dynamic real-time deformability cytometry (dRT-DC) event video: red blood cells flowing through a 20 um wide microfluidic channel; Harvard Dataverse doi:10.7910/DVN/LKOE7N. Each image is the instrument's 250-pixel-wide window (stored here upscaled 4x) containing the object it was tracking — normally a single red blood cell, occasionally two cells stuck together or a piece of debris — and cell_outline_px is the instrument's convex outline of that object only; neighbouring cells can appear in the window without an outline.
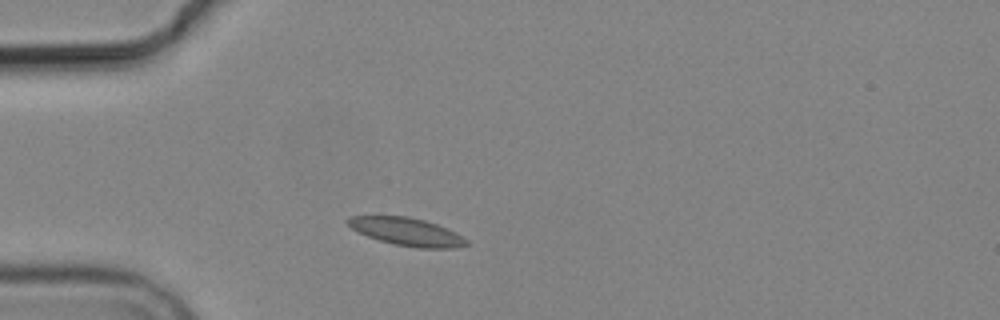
{"species": "common noctule bat (a hibernating species)", "species_latin": "Nyctalus noctula", "temperature_condition": "cold", "stored_images_in_passage": 3, "camera_frame_rate_fps": 3000, "um_per_image_px": 0.085, "animal": {"sex": "male", "body_mass_g": 19.2, "forearm_length_mm": 51.8}, "frame": {"image": 1, "passage_image": 2, "time_ms": 1.333, "image_size_px": [1000, 320], "cell_outline_px": [[468, 244], [456, 248], [416, 248], [396, 244], [380, 240], [368, 236], [352, 228], [344, 220], [348, 216], [408, 216], [424, 220], [448, 228], [456, 232], [468, 240]], "centroid_in_image_um": [34.6, 19.69], "position_along_channel_um": 50.4, "area_um2": 19.19}}